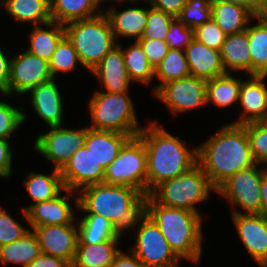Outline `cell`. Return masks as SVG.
Returning a JSON list of instances; mask_svg holds the SVG:
<instances>
[{
	"instance_id": "cell-1",
	"label": "cell",
	"mask_w": 267,
	"mask_h": 267,
	"mask_svg": "<svg viewBox=\"0 0 267 267\" xmlns=\"http://www.w3.org/2000/svg\"><path fill=\"white\" fill-rule=\"evenodd\" d=\"M76 197L73 199L77 209L112 222L118 238L148 216V195L133 187L92 184L80 189Z\"/></svg>"
},
{
	"instance_id": "cell-2",
	"label": "cell",
	"mask_w": 267,
	"mask_h": 267,
	"mask_svg": "<svg viewBox=\"0 0 267 267\" xmlns=\"http://www.w3.org/2000/svg\"><path fill=\"white\" fill-rule=\"evenodd\" d=\"M197 163L216 189L236 172L257 164L245 127L232 123L197 146Z\"/></svg>"
},
{
	"instance_id": "cell-3",
	"label": "cell",
	"mask_w": 267,
	"mask_h": 267,
	"mask_svg": "<svg viewBox=\"0 0 267 267\" xmlns=\"http://www.w3.org/2000/svg\"><path fill=\"white\" fill-rule=\"evenodd\" d=\"M152 121L137 135L147 151V195L160 183L177 177L197 164V147L188 149L177 136Z\"/></svg>"
},
{
	"instance_id": "cell-4",
	"label": "cell",
	"mask_w": 267,
	"mask_h": 267,
	"mask_svg": "<svg viewBox=\"0 0 267 267\" xmlns=\"http://www.w3.org/2000/svg\"><path fill=\"white\" fill-rule=\"evenodd\" d=\"M148 216L158 226L180 260L199 263L203 237L200 214L160 205L148 195Z\"/></svg>"
},
{
	"instance_id": "cell-5",
	"label": "cell",
	"mask_w": 267,
	"mask_h": 267,
	"mask_svg": "<svg viewBox=\"0 0 267 267\" xmlns=\"http://www.w3.org/2000/svg\"><path fill=\"white\" fill-rule=\"evenodd\" d=\"M65 36L77 51L82 67L92 71L118 43L106 15L101 14L64 25Z\"/></svg>"
},
{
	"instance_id": "cell-6",
	"label": "cell",
	"mask_w": 267,
	"mask_h": 267,
	"mask_svg": "<svg viewBox=\"0 0 267 267\" xmlns=\"http://www.w3.org/2000/svg\"><path fill=\"white\" fill-rule=\"evenodd\" d=\"M127 93L95 91L89 100L92 121L89 128L136 137L143 127L139 126L133 101Z\"/></svg>"
},
{
	"instance_id": "cell-7",
	"label": "cell",
	"mask_w": 267,
	"mask_h": 267,
	"mask_svg": "<svg viewBox=\"0 0 267 267\" xmlns=\"http://www.w3.org/2000/svg\"><path fill=\"white\" fill-rule=\"evenodd\" d=\"M210 191L216 193L217 189L197 163L187 172L160 183L148 195L160 205L199 214L195 205L208 200Z\"/></svg>"
},
{
	"instance_id": "cell-8",
	"label": "cell",
	"mask_w": 267,
	"mask_h": 267,
	"mask_svg": "<svg viewBox=\"0 0 267 267\" xmlns=\"http://www.w3.org/2000/svg\"><path fill=\"white\" fill-rule=\"evenodd\" d=\"M104 183L133 187L147 195V151L138 136L131 138L105 169Z\"/></svg>"
},
{
	"instance_id": "cell-9",
	"label": "cell",
	"mask_w": 267,
	"mask_h": 267,
	"mask_svg": "<svg viewBox=\"0 0 267 267\" xmlns=\"http://www.w3.org/2000/svg\"><path fill=\"white\" fill-rule=\"evenodd\" d=\"M260 164L241 170L230 176L218 188L216 193L228 200L232 206L241 207L244 214L260 213L261 181L267 172Z\"/></svg>"
},
{
	"instance_id": "cell-10",
	"label": "cell",
	"mask_w": 267,
	"mask_h": 267,
	"mask_svg": "<svg viewBox=\"0 0 267 267\" xmlns=\"http://www.w3.org/2000/svg\"><path fill=\"white\" fill-rule=\"evenodd\" d=\"M88 127L67 129L61 126L50 127V130L37 136L34 149L52 162L54 169L61 170L70 157L85 144Z\"/></svg>"
},
{
	"instance_id": "cell-11",
	"label": "cell",
	"mask_w": 267,
	"mask_h": 267,
	"mask_svg": "<svg viewBox=\"0 0 267 267\" xmlns=\"http://www.w3.org/2000/svg\"><path fill=\"white\" fill-rule=\"evenodd\" d=\"M132 253L146 267H175L179 258L171 250L169 243L155 222L147 216L138 226Z\"/></svg>"
},
{
	"instance_id": "cell-12",
	"label": "cell",
	"mask_w": 267,
	"mask_h": 267,
	"mask_svg": "<svg viewBox=\"0 0 267 267\" xmlns=\"http://www.w3.org/2000/svg\"><path fill=\"white\" fill-rule=\"evenodd\" d=\"M154 95L173 115L181 114L207 104L206 80L189 75L163 84Z\"/></svg>"
},
{
	"instance_id": "cell-13",
	"label": "cell",
	"mask_w": 267,
	"mask_h": 267,
	"mask_svg": "<svg viewBox=\"0 0 267 267\" xmlns=\"http://www.w3.org/2000/svg\"><path fill=\"white\" fill-rule=\"evenodd\" d=\"M49 62L27 50L11 57L8 96L26 94L40 83L52 79Z\"/></svg>"
},
{
	"instance_id": "cell-14",
	"label": "cell",
	"mask_w": 267,
	"mask_h": 267,
	"mask_svg": "<svg viewBox=\"0 0 267 267\" xmlns=\"http://www.w3.org/2000/svg\"><path fill=\"white\" fill-rule=\"evenodd\" d=\"M232 219L241 242L260 267H267V217L232 209Z\"/></svg>"
},
{
	"instance_id": "cell-15",
	"label": "cell",
	"mask_w": 267,
	"mask_h": 267,
	"mask_svg": "<svg viewBox=\"0 0 267 267\" xmlns=\"http://www.w3.org/2000/svg\"><path fill=\"white\" fill-rule=\"evenodd\" d=\"M64 187L78 192L83 187L104 183L105 169L84 145L78 149L60 170Z\"/></svg>"
},
{
	"instance_id": "cell-16",
	"label": "cell",
	"mask_w": 267,
	"mask_h": 267,
	"mask_svg": "<svg viewBox=\"0 0 267 267\" xmlns=\"http://www.w3.org/2000/svg\"><path fill=\"white\" fill-rule=\"evenodd\" d=\"M43 254L66 260L72 265L78 244V228L74 223L32 228Z\"/></svg>"
},
{
	"instance_id": "cell-17",
	"label": "cell",
	"mask_w": 267,
	"mask_h": 267,
	"mask_svg": "<svg viewBox=\"0 0 267 267\" xmlns=\"http://www.w3.org/2000/svg\"><path fill=\"white\" fill-rule=\"evenodd\" d=\"M65 192L67 195L59 194L51 200L33 204L26 212L22 210L31 228L74 223L76 215L69 202L75 191L65 188Z\"/></svg>"
},
{
	"instance_id": "cell-18",
	"label": "cell",
	"mask_w": 267,
	"mask_h": 267,
	"mask_svg": "<svg viewBox=\"0 0 267 267\" xmlns=\"http://www.w3.org/2000/svg\"><path fill=\"white\" fill-rule=\"evenodd\" d=\"M266 77L267 75H249L247 80L241 82L239 101L243 112L240 119L232 124L267 121Z\"/></svg>"
},
{
	"instance_id": "cell-19",
	"label": "cell",
	"mask_w": 267,
	"mask_h": 267,
	"mask_svg": "<svg viewBox=\"0 0 267 267\" xmlns=\"http://www.w3.org/2000/svg\"><path fill=\"white\" fill-rule=\"evenodd\" d=\"M91 73L98 78L106 92H129L132 81L125 67L121 44L115 45Z\"/></svg>"
},
{
	"instance_id": "cell-20",
	"label": "cell",
	"mask_w": 267,
	"mask_h": 267,
	"mask_svg": "<svg viewBox=\"0 0 267 267\" xmlns=\"http://www.w3.org/2000/svg\"><path fill=\"white\" fill-rule=\"evenodd\" d=\"M55 80L42 82L28 92L33 109L49 127L62 126L64 120L63 101Z\"/></svg>"
},
{
	"instance_id": "cell-21",
	"label": "cell",
	"mask_w": 267,
	"mask_h": 267,
	"mask_svg": "<svg viewBox=\"0 0 267 267\" xmlns=\"http://www.w3.org/2000/svg\"><path fill=\"white\" fill-rule=\"evenodd\" d=\"M190 75L210 80L226 74L219 50H214L195 38L185 48Z\"/></svg>"
},
{
	"instance_id": "cell-22",
	"label": "cell",
	"mask_w": 267,
	"mask_h": 267,
	"mask_svg": "<svg viewBox=\"0 0 267 267\" xmlns=\"http://www.w3.org/2000/svg\"><path fill=\"white\" fill-rule=\"evenodd\" d=\"M131 138L128 134L98 131L89 128L84 145L92 153L97 162L106 169Z\"/></svg>"
},
{
	"instance_id": "cell-23",
	"label": "cell",
	"mask_w": 267,
	"mask_h": 267,
	"mask_svg": "<svg viewBox=\"0 0 267 267\" xmlns=\"http://www.w3.org/2000/svg\"><path fill=\"white\" fill-rule=\"evenodd\" d=\"M112 29L115 40L116 37L134 38L138 41L145 30L148 16V8L129 7L124 11H116L109 8L103 12Z\"/></svg>"
},
{
	"instance_id": "cell-24",
	"label": "cell",
	"mask_w": 267,
	"mask_h": 267,
	"mask_svg": "<svg viewBox=\"0 0 267 267\" xmlns=\"http://www.w3.org/2000/svg\"><path fill=\"white\" fill-rule=\"evenodd\" d=\"M246 30L227 35L220 49L221 61L226 73L243 72L251 75V57Z\"/></svg>"
},
{
	"instance_id": "cell-25",
	"label": "cell",
	"mask_w": 267,
	"mask_h": 267,
	"mask_svg": "<svg viewBox=\"0 0 267 267\" xmlns=\"http://www.w3.org/2000/svg\"><path fill=\"white\" fill-rule=\"evenodd\" d=\"M102 0H52L50 17L53 22L65 25L69 22L88 19L102 13L99 5Z\"/></svg>"
},
{
	"instance_id": "cell-26",
	"label": "cell",
	"mask_w": 267,
	"mask_h": 267,
	"mask_svg": "<svg viewBox=\"0 0 267 267\" xmlns=\"http://www.w3.org/2000/svg\"><path fill=\"white\" fill-rule=\"evenodd\" d=\"M120 240H107L97 244H77L76 255L71 267H110Z\"/></svg>"
},
{
	"instance_id": "cell-27",
	"label": "cell",
	"mask_w": 267,
	"mask_h": 267,
	"mask_svg": "<svg viewBox=\"0 0 267 267\" xmlns=\"http://www.w3.org/2000/svg\"><path fill=\"white\" fill-rule=\"evenodd\" d=\"M254 15L247 7L231 3H212V19L226 35L239 33L248 27Z\"/></svg>"
},
{
	"instance_id": "cell-28",
	"label": "cell",
	"mask_w": 267,
	"mask_h": 267,
	"mask_svg": "<svg viewBox=\"0 0 267 267\" xmlns=\"http://www.w3.org/2000/svg\"><path fill=\"white\" fill-rule=\"evenodd\" d=\"M23 184L27 188L28 195L34 201L28 207L22 209L25 212L33 204L51 200L58 196L61 191H65L60 170L54 168L50 175L33 173L31 171L23 181Z\"/></svg>"
},
{
	"instance_id": "cell-29",
	"label": "cell",
	"mask_w": 267,
	"mask_h": 267,
	"mask_svg": "<svg viewBox=\"0 0 267 267\" xmlns=\"http://www.w3.org/2000/svg\"><path fill=\"white\" fill-rule=\"evenodd\" d=\"M4 10L14 20L42 26L51 22L50 3L46 0H1Z\"/></svg>"
},
{
	"instance_id": "cell-30",
	"label": "cell",
	"mask_w": 267,
	"mask_h": 267,
	"mask_svg": "<svg viewBox=\"0 0 267 267\" xmlns=\"http://www.w3.org/2000/svg\"><path fill=\"white\" fill-rule=\"evenodd\" d=\"M41 253L38 238L30 230L22 238L0 246V263L3 265L12 263L27 267Z\"/></svg>"
},
{
	"instance_id": "cell-31",
	"label": "cell",
	"mask_w": 267,
	"mask_h": 267,
	"mask_svg": "<svg viewBox=\"0 0 267 267\" xmlns=\"http://www.w3.org/2000/svg\"><path fill=\"white\" fill-rule=\"evenodd\" d=\"M258 24L248 25L246 32L251 57V75H267V16H256Z\"/></svg>"
},
{
	"instance_id": "cell-32",
	"label": "cell",
	"mask_w": 267,
	"mask_h": 267,
	"mask_svg": "<svg viewBox=\"0 0 267 267\" xmlns=\"http://www.w3.org/2000/svg\"><path fill=\"white\" fill-rule=\"evenodd\" d=\"M44 26L50 29H44L40 25L34 26L29 36L30 46L27 51L50 62L57 44L65 36V31L64 25L53 21Z\"/></svg>"
},
{
	"instance_id": "cell-33",
	"label": "cell",
	"mask_w": 267,
	"mask_h": 267,
	"mask_svg": "<svg viewBox=\"0 0 267 267\" xmlns=\"http://www.w3.org/2000/svg\"><path fill=\"white\" fill-rule=\"evenodd\" d=\"M226 73L206 81L207 104L212 102L219 108H226L239 101L242 79Z\"/></svg>"
},
{
	"instance_id": "cell-34",
	"label": "cell",
	"mask_w": 267,
	"mask_h": 267,
	"mask_svg": "<svg viewBox=\"0 0 267 267\" xmlns=\"http://www.w3.org/2000/svg\"><path fill=\"white\" fill-rule=\"evenodd\" d=\"M78 227V244H97L107 240H120L113 223L97 214H85Z\"/></svg>"
},
{
	"instance_id": "cell-35",
	"label": "cell",
	"mask_w": 267,
	"mask_h": 267,
	"mask_svg": "<svg viewBox=\"0 0 267 267\" xmlns=\"http://www.w3.org/2000/svg\"><path fill=\"white\" fill-rule=\"evenodd\" d=\"M125 67L130 80L150 84L154 79V68L150 65L140 43L135 40L127 48H122Z\"/></svg>"
},
{
	"instance_id": "cell-36",
	"label": "cell",
	"mask_w": 267,
	"mask_h": 267,
	"mask_svg": "<svg viewBox=\"0 0 267 267\" xmlns=\"http://www.w3.org/2000/svg\"><path fill=\"white\" fill-rule=\"evenodd\" d=\"M189 75L190 71L185 50L169 49L165 58L154 69V78L158 77L161 83L155 87L153 93L163 84Z\"/></svg>"
},
{
	"instance_id": "cell-37",
	"label": "cell",
	"mask_w": 267,
	"mask_h": 267,
	"mask_svg": "<svg viewBox=\"0 0 267 267\" xmlns=\"http://www.w3.org/2000/svg\"><path fill=\"white\" fill-rule=\"evenodd\" d=\"M78 63H80V60L77 51L68 38L64 36L57 44L49 62L52 77L56 78L60 72L69 73L73 71Z\"/></svg>"
},
{
	"instance_id": "cell-38",
	"label": "cell",
	"mask_w": 267,
	"mask_h": 267,
	"mask_svg": "<svg viewBox=\"0 0 267 267\" xmlns=\"http://www.w3.org/2000/svg\"><path fill=\"white\" fill-rule=\"evenodd\" d=\"M177 18L185 26L195 29L212 19V2L210 0H187Z\"/></svg>"
},
{
	"instance_id": "cell-39",
	"label": "cell",
	"mask_w": 267,
	"mask_h": 267,
	"mask_svg": "<svg viewBox=\"0 0 267 267\" xmlns=\"http://www.w3.org/2000/svg\"><path fill=\"white\" fill-rule=\"evenodd\" d=\"M253 157L257 164L267 165V121L243 124Z\"/></svg>"
},
{
	"instance_id": "cell-40",
	"label": "cell",
	"mask_w": 267,
	"mask_h": 267,
	"mask_svg": "<svg viewBox=\"0 0 267 267\" xmlns=\"http://www.w3.org/2000/svg\"><path fill=\"white\" fill-rule=\"evenodd\" d=\"M174 18L175 17L172 15L164 13L163 11L152 7L148 8L145 30L140 39H158L165 41L168 28Z\"/></svg>"
},
{
	"instance_id": "cell-41",
	"label": "cell",
	"mask_w": 267,
	"mask_h": 267,
	"mask_svg": "<svg viewBox=\"0 0 267 267\" xmlns=\"http://www.w3.org/2000/svg\"><path fill=\"white\" fill-rule=\"evenodd\" d=\"M24 121L26 115L23 108L14 107L9 103L0 101V138L9 139L11 134L19 128Z\"/></svg>"
},
{
	"instance_id": "cell-42",
	"label": "cell",
	"mask_w": 267,
	"mask_h": 267,
	"mask_svg": "<svg viewBox=\"0 0 267 267\" xmlns=\"http://www.w3.org/2000/svg\"><path fill=\"white\" fill-rule=\"evenodd\" d=\"M226 36L213 19L194 29V38L214 50L220 51Z\"/></svg>"
},
{
	"instance_id": "cell-43",
	"label": "cell",
	"mask_w": 267,
	"mask_h": 267,
	"mask_svg": "<svg viewBox=\"0 0 267 267\" xmlns=\"http://www.w3.org/2000/svg\"><path fill=\"white\" fill-rule=\"evenodd\" d=\"M194 39V29L185 26L177 17H175L166 36V42L169 49L185 50L187 45Z\"/></svg>"
},
{
	"instance_id": "cell-44",
	"label": "cell",
	"mask_w": 267,
	"mask_h": 267,
	"mask_svg": "<svg viewBox=\"0 0 267 267\" xmlns=\"http://www.w3.org/2000/svg\"><path fill=\"white\" fill-rule=\"evenodd\" d=\"M30 230L17 222L9 212L0 207V246L22 238Z\"/></svg>"
},
{
	"instance_id": "cell-45",
	"label": "cell",
	"mask_w": 267,
	"mask_h": 267,
	"mask_svg": "<svg viewBox=\"0 0 267 267\" xmlns=\"http://www.w3.org/2000/svg\"><path fill=\"white\" fill-rule=\"evenodd\" d=\"M141 47L150 65L155 69L168 53L169 47L166 41L158 39H139Z\"/></svg>"
},
{
	"instance_id": "cell-46",
	"label": "cell",
	"mask_w": 267,
	"mask_h": 267,
	"mask_svg": "<svg viewBox=\"0 0 267 267\" xmlns=\"http://www.w3.org/2000/svg\"><path fill=\"white\" fill-rule=\"evenodd\" d=\"M12 154L9 139L0 138V177L2 178L11 176Z\"/></svg>"
},
{
	"instance_id": "cell-47",
	"label": "cell",
	"mask_w": 267,
	"mask_h": 267,
	"mask_svg": "<svg viewBox=\"0 0 267 267\" xmlns=\"http://www.w3.org/2000/svg\"><path fill=\"white\" fill-rule=\"evenodd\" d=\"M152 8L178 17L187 3V0H148Z\"/></svg>"
},
{
	"instance_id": "cell-48",
	"label": "cell",
	"mask_w": 267,
	"mask_h": 267,
	"mask_svg": "<svg viewBox=\"0 0 267 267\" xmlns=\"http://www.w3.org/2000/svg\"><path fill=\"white\" fill-rule=\"evenodd\" d=\"M10 61L11 58L5 55L0 47V93L8 96V81L10 76Z\"/></svg>"
},
{
	"instance_id": "cell-49",
	"label": "cell",
	"mask_w": 267,
	"mask_h": 267,
	"mask_svg": "<svg viewBox=\"0 0 267 267\" xmlns=\"http://www.w3.org/2000/svg\"><path fill=\"white\" fill-rule=\"evenodd\" d=\"M27 267H71L64 259L41 253Z\"/></svg>"
},
{
	"instance_id": "cell-50",
	"label": "cell",
	"mask_w": 267,
	"mask_h": 267,
	"mask_svg": "<svg viewBox=\"0 0 267 267\" xmlns=\"http://www.w3.org/2000/svg\"><path fill=\"white\" fill-rule=\"evenodd\" d=\"M123 253L119 251L110 267H146L133 253Z\"/></svg>"
},
{
	"instance_id": "cell-51",
	"label": "cell",
	"mask_w": 267,
	"mask_h": 267,
	"mask_svg": "<svg viewBox=\"0 0 267 267\" xmlns=\"http://www.w3.org/2000/svg\"><path fill=\"white\" fill-rule=\"evenodd\" d=\"M244 6L256 16H267V0H244Z\"/></svg>"
},
{
	"instance_id": "cell-52",
	"label": "cell",
	"mask_w": 267,
	"mask_h": 267,
	"mask_svg": "<svg viewBox=\"0 0 267 267\" xmlns=\"http://www.w3.org/2000/svg\"><path fill=\"white\" fill-rule=\"evenodd\" d=\"M261 210L259 214L267 217V172L263 175L261 181Z\"/></svg>"
},
{
	"instance_id": "cell-53",
	"label": "cell",
	"mask_w": 267,
	"mask_h": 267,
	"mask_svg": "<svg viewBox=\"0 0 267 267\" xmlns=\"http://www.w3.org/2000/svg\"><path fill=\"white\" fill-rule=\"evenodd\" d=\"M212 3H231L244 6V0H210Z\"/></svg>"
},
{
	"instance_id": "cell-54",
	"label": "cell",
	"mask_w": 267,
	"mask_h": 267,
	"mask_svg": "<svg viewBox=\"0 0 267 267\" xmlns=\"http://www.w3.org/2000/svg\"><path fill=\"white\" fill-rule=\"evenodd\" d=\"M112 1H114V0H112ZM115 1H119V2H125V1L126 2L128 1L129 2L130 1L132 3L136 2V0H115ZM137 1H139V0H137ZM143 1L145 2V1H148V0H143Z\"/></svg>"
}]
</instances>
